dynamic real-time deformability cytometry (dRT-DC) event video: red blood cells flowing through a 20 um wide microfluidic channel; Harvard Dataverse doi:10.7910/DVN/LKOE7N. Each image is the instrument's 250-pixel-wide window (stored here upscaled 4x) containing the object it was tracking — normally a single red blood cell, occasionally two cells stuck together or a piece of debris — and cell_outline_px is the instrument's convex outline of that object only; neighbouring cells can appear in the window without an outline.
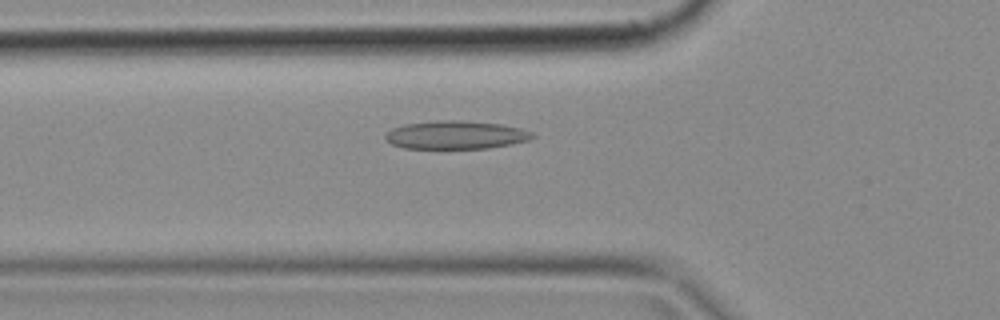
{"species": "common noctule bat (a hibernating species)", "species_latin": "Nyctalus noctula", "temperature_condition": "cold", "stored_images_in_passage": 50, "camera_frame_rate_fps": 3000, "um_per_image_px": 0.085, "animal": {"sex": "female", "body_mass_g": 18.4}, "frame": {"image": 1, "passage_image": 17, "time_ms": 5.333, "image_size_px": [1000, 320], "cell_outline_px": [[536, 136], [528, 140], [512, 144], [488, 148], [404, 148], [392, 144], [384, 136], [392, 128], [404, 124], [436, 120], [460, 120], [500, 124], [520, 128], [532, 132]], "centroid_in_image_um": [38.75, 11.46], "position_along_channel_um": 87.0, "area_um2": 24.1}}
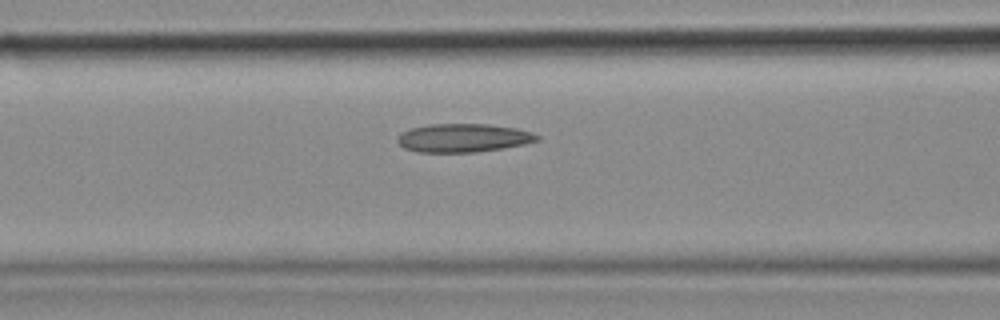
{"frame": {"image": 2, "passage_image": 20, "time_ms": 6.333, "image_size_px": [1000, 320], "cell_outline_px": [[540, 140], [524, 144], [504, 148], [476, 152], [416, 152], [404, 148], [396, 140], [396, 136], [400, 132], [412, 128], [428, 124], [488, 124], [516, 128], [532, 132], [540, 136]], "centroid_in_image_um": [39.36, 11.72], "position_along_channel_um": 127.2, "area_um2": 23.35}}
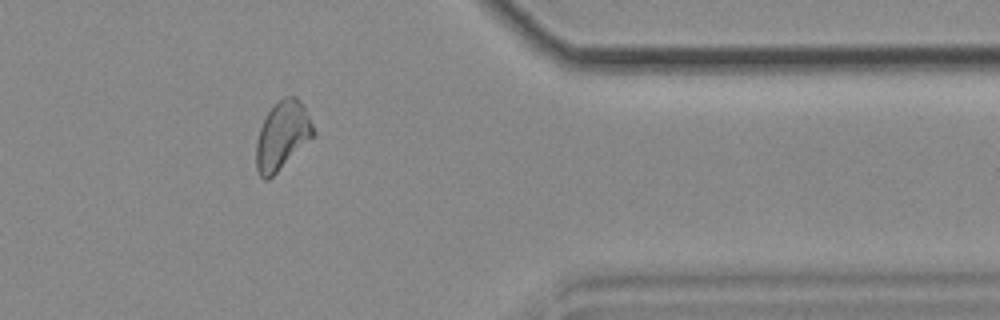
{"frame": {"image": 3, "passage_image": 41, "time_ms": 13.333, "image_size_px": [1000, 320], "cell_outline_px": [[316, 136], [268, 180], [264, 180], [260, 176], [256, 168], [256, 144], [260, 128], [268, 112], [284, 96], [296, 96], [300, 100], [316, 132]], "centroid_in_image_um": [24.01, 11.55], "position_along_channel_um": 387.4, "area_um2": 22.66}}